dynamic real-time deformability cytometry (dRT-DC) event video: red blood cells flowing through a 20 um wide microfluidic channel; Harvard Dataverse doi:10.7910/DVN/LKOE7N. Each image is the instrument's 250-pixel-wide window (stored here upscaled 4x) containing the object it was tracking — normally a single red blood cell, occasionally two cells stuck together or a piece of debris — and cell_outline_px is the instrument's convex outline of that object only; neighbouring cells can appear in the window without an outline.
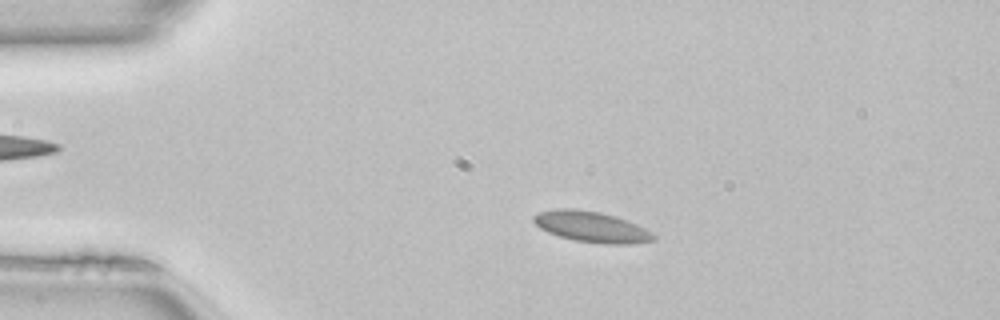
{"species": "common noctule bat (a hibernating species)", "species_latin": "Nyctalus noctula", "temperature_condition": "room temperature", "stored_images_in_passage": 41, "camera_frame_rate_fps": 3000, "um_per_image_px": 0.085, "animal": {"sex": "female", "body_mass_g": 22.7, "forearm_length_mm": 54.2}, "frame": {"image": 1, "passage_image": 1, "time_ms": 0.0, "image_size_px": [1000, 320], "cell_outline_px": [[656, 240], [632, 244], [604, 244], [576, 240], [560, 236], [548, 232], [540, 228], [532, 220], [532, 216], [536, 212], [552, 208], [572, 208], [600, 212], [616, 216], [636, 224], [652, 232], [656, 236]], "centroid_in_image_um": [50.26, 19.26], "position_along_channel_um": 34.7, "area_um2": 21.68}}
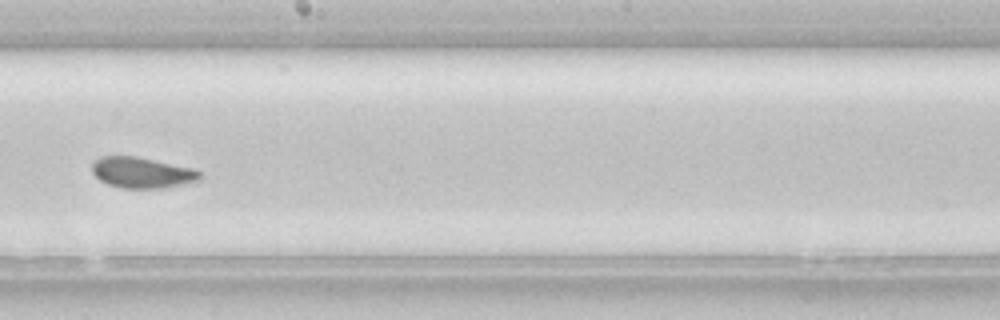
{"frame": {"image": 2, "passage_image": 19, "time_ms": 6.0, "image_size_px": [1000, 320], "cell_outline_px": [[200, 180], [164, 188], [120, 188], [108, 184], [100, 180], [92, 172], [92, 160], [100, 156], [136, 156], [192, 168], [200, 172]], "centroid_in_image_um": [12.02, 14.67], "position_along_channel_um": 236.2, "area_um2": 19.36}}
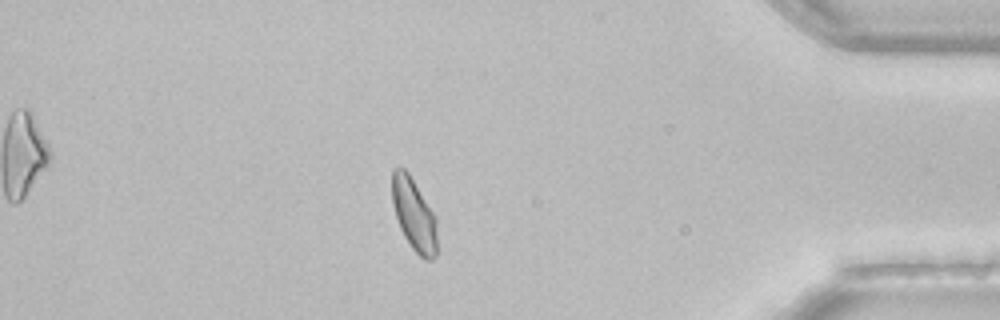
{"frame": {"image": 3, "passage_image": 34, "time_ms": 11.0, "image_size_px": [1000, 320], "cell_outline_px": [[436, 256], [432, 260], [424, 260], [412, 248], [404, 236], [400, 228], [396, 216], [392, 200], [392, 168], [404, 168], [408, 172], [436, 216]], "centroid_in_image_um": [35.19, 18.24], "position_along_channel_um": 400.0, "area_um2": 18.9}, "authors_computed_cell_mechanics": {"area_um2": 19.7098, "velocity_mm_per_s": 4.0685, "shape_relaxation_time_tau1_ms": 5.2926, "shape_relaxation_time_tau2_ms": null, "deformation_change_tau1": 0.1001, "deformation_change_tau2": null}}